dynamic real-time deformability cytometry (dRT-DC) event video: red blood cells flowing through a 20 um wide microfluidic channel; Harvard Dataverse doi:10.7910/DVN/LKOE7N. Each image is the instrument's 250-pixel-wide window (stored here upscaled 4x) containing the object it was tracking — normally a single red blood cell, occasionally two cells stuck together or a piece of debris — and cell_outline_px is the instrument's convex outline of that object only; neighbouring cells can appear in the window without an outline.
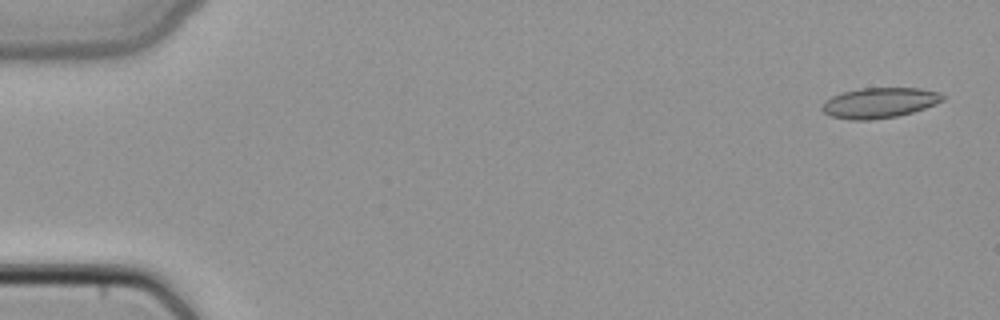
{"species": "common noctule bat (a hibernating species)", "species_latin": "Nyctalus noctula", "temperature_condition": "cold", "stored_images_in_passage": 12, "camera_frame_rate_fps": 3000, "um_per_image_px": 0.085, "animal": {"sex": "female", "body_mass_g": 22.7, "forearm_length_mm": 54.2}, "frame": {"image": 1, "passage_image": 2, "time_ms": 0.333, "image_size_px": [1000, 320], "cell_outline_px": [[944, 100], [936, 104], [912, 112], [896, 116], [872, 120], [848, 120], [832, 116], [824, 112], [820, 108], [820, 104], [824, 100], [840, 92], [860, 88], [920, 88], [940, 92], [944, 96]], "centroid_in_image_um": [74.71, 8.73], "position_along_channel_um": 10.3, "area_um2": 21.56}}